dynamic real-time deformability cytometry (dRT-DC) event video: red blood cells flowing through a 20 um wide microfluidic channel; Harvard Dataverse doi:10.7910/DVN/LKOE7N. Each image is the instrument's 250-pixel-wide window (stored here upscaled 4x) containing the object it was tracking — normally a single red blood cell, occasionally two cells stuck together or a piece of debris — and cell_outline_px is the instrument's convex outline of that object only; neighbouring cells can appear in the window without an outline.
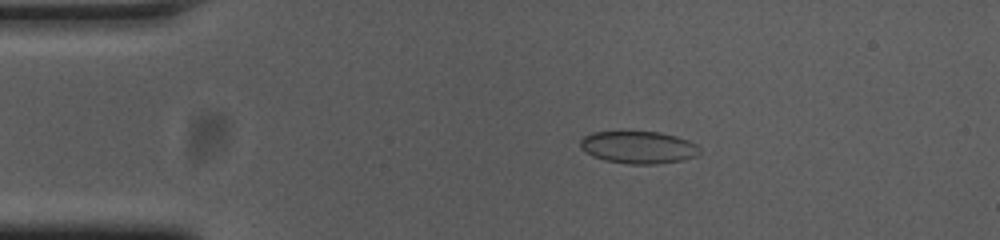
{"species": "common noctule bat (a hibernating species)", "species_latin": "Nyctalus noctula", "temperature_condition": "cold", "stored_images_in_passage": 45, "camera_frame_rate_fps": 3000, "um_per_image_px": 0.085, "animal": {"sex": "female", "body_mass_g": 23.0, "forearm_length_mm": 53.4}, "frame": {"image": 1, "passage_image": 9, "time_ms": 2.667, "image_size_px": [1000, 240], "cell_outline_px": [[700, 152], [696, 156], [684, 160], [656, 164], [628, 164], [604, 160], [592, 156], [580, 148], [580, 140], [584, 136], [592, 132], [660, 132], [676, 136], [688, 140], [696, 144], [700, 148]], "centroid_in_image_um": [54.27, 12.53], "position_along_channel_um": 30.7, "area_um2": 22.6}}
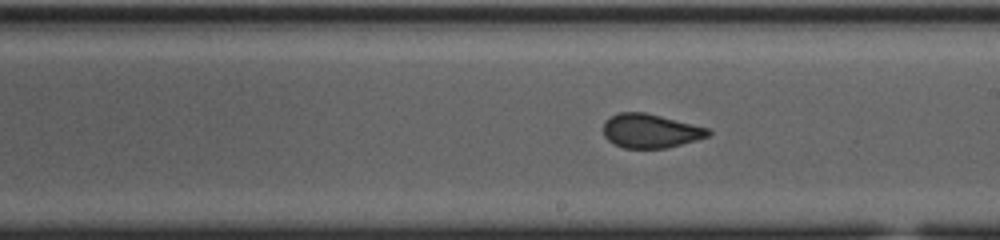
{"frame": {"image": 2, "passage_image": 29, "time_ms": 9.333, "image_size_px": [1000, 240], "cell_outline_px": [[712, 132], [708, 136], [696, 140], [664, 148], [624, 148], [612, 144], [604, 136], [604, 120], [620, 112], [644, 112], [708, 128]], "centroid_in_image_um": [55.25, 11.13], "position_along_channel_um": 233.8, "area_um2": 20.58}}
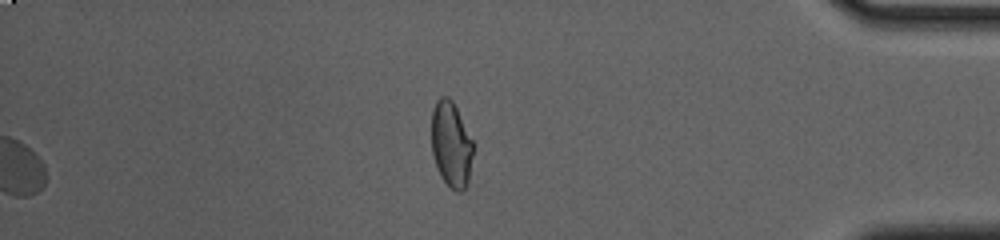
{"frame": {"image": 3, "passage_image": 45, "time_ms": 14.667, "image_size_px": [1000, 240], "cell_outline_px": [[472, 156], [468, 184], [460, 192], [456, 192], [440, 176], [436, 168], [432, 152], [432, 112], [436, 100], [440, 96], [448, 96], [452, 100], [472, 140]], "centroid_in_image_um": [38.33, 12.28], "position_along_channel_um": 396.9, "area_um2": 20.58}, "authors_computed_cell_mechanics": {"area_um2": 21.6172, "velocity_mm_per_s": 3.7428, "shape_relaxation_time_tau1_ms": null, "shape_relaxation_time_tau2_ms": 0.9286, "deformation_change_tau1": null, "deformation_change_tau2": 0.0734}}